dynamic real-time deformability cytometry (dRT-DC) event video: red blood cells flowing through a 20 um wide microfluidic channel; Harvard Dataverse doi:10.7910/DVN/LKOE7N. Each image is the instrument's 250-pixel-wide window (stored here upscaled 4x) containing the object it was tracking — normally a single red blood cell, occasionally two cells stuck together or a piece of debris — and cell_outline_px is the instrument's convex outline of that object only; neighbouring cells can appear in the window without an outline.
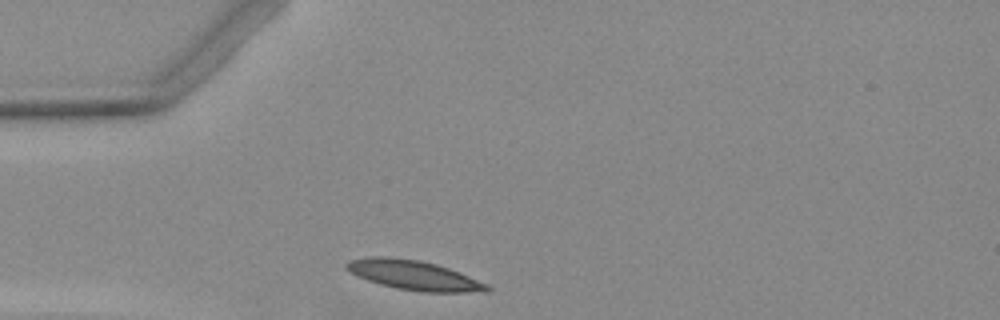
{"species": "Egyptian fruit bat (a non-hibernating species)", "species_latin": "Rousettus aegyptiacus", "temperature_condition": "warm", "stored_images_in_passage": 1, "camera_frame_rate_fps": 3000, "um_per_image_px": 0.085, "animal": {"sex": "female"}, "frame": {"image": 1, "passage_image": 1, "time_ms": 0.0, "image_size_px": [1000, 320], "cell_outline_px": [[492, 288], [488, 292], [420, 292], [396, 288], [380, 284], [368, 280], [344, 268], [344, 264], [348, 260], [372, 256], [388, 256], [420, 260], [436, 264], [460, 272], [488, 284]], "centroid_in_image_um": [35.2, 23.39], "position_along_channel_um": 49.8, "area_um2": 24.33}}